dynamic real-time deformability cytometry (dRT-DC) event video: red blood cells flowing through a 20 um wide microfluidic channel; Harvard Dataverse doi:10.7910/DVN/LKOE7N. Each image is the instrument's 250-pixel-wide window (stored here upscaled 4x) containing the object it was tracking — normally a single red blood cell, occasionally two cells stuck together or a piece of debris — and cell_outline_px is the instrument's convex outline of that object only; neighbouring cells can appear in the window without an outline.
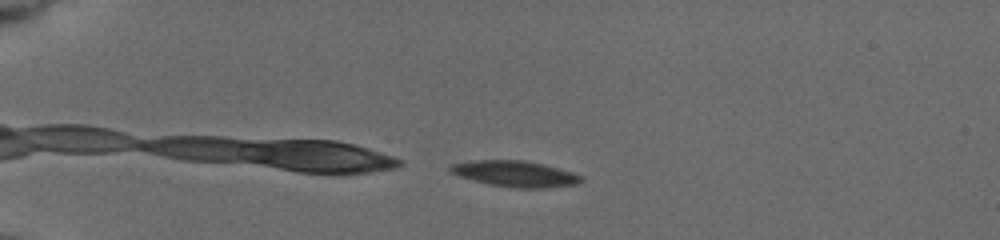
{"species": "common noctule bat (a hibernating species)", "species_latin": "Nyctalus noctula", "temperature_condition": "cold", "stored_images_in_passage": 49, "camera_frame_rate_fps": 3000, "um_per_image_px": 0.085, "animal": {"sex": "female", "body_mass_g": 19.5, "forearm_length_mm": 54.1}, "frame": {"image": 1, "passage_image": 1, "time_ms": 0.0, "image_size_px": [1000, 240], "cell_outline_px": [[584, 180], [576, 184], [544, 188], [516, 188], [488, 184], [472, 180], [460, 176], [452, 172], [448, 168], [448, 164], [472, 160], [524, 160], [572, 172], [584, 176]], "centroid_in_image_um": [43.76, 14.77], "position_along_channel_um": 41.2, "area_um2": 19.77}}
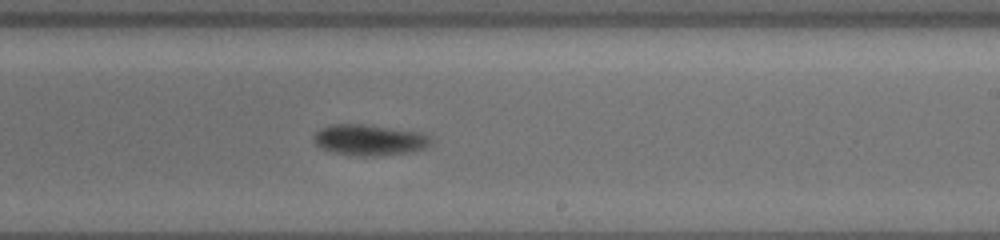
{"frame": {"image": 2, "passage_image": 25, "time_ms": 7.333, "image_size_px": [1000, 240], "cell_outline_px": [[432, 144], [424, 148], [412, 152], [372, 156], [356, 156], [332, 152], [320, 148], [316, 144], [316, 132], [320, 128], [332, 124], [360, 124], [420, 132], [428, 136], [432, 140]], "centroid_in_image_um": [31.41, 11.91], "position_along_channel_um": 257.6, "area_um2": 20.92}}
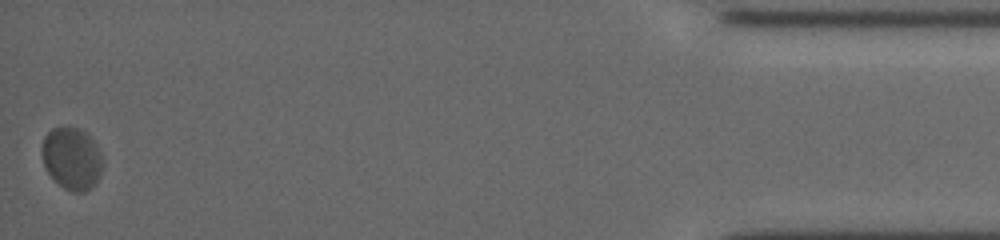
{"frame": {"image": 3, "passage_image": 49, "time_ms": 14.0, "image_size_px": [1000, 240], "cell_outline_px": [[104, 160], [100, 176], [84, 192], [72, 192], [64, 188], [44, 168], [40, 152], [44, 136], [52, 128], [68, 124], [84, 132], [88, 136], [100, 152]], "centroid_in_image_um": [6.06, 13.43], "position_along_channel_um": 429.1, "area_um2": 22.08}, "authors_computed_cell_mechanics": {"area_um2": 20.6924, "velocity_mm_per_s": 3.6898, "shape_relaxation_time_tau1_ms": 3.4153, "shape_relaxation_time_tau2_ms": 2.2824, "deformation_change_tau1": 0.0906, "deformation_change_tau2": 0.0373}}